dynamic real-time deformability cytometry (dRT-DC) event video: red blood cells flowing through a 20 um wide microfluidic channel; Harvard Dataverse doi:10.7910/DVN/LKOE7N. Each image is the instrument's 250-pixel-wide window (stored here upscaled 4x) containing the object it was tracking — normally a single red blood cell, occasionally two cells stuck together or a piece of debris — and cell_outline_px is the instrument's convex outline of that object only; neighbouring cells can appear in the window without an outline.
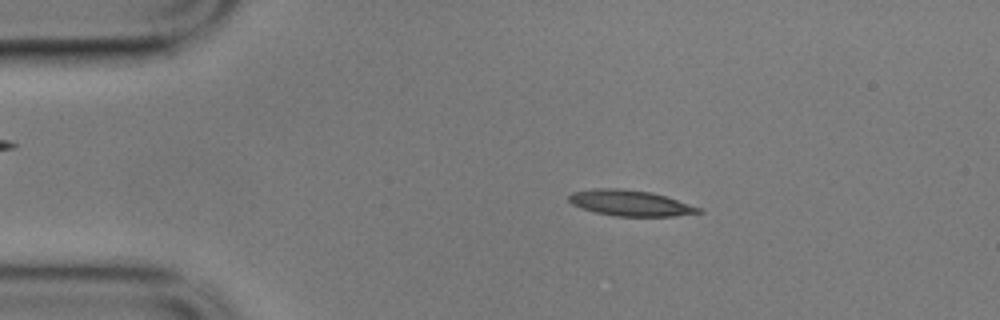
{"species": "common noctule bat (a hibernating species)", "species_latin": "Nyctalus noctula", "temperature_condition": "cold", "stored_images_in_passage": 55, "camera_frame_rate_fps": 3000, "um_per_image_px": 0.085, "animal": {"sex": "male", "body_mass_g": 17.9}, "frame": {"image": 1, "passage_image": 9, "time_ms": 2.667, "image_size_px": [1000, 320], "cell_outline_px": [[704, 212], [672, 216], [616, 216], [596, 212], [580, 208], [572, 204], [568, 200], [568, 196], [572, 192], [596, 188], [616, 188], [652, 192], [700, 208]], "centroid_in_image_um": [53.52, 17.26], "position_along_channel_um": 31.5, "area_um2": 19.25}}
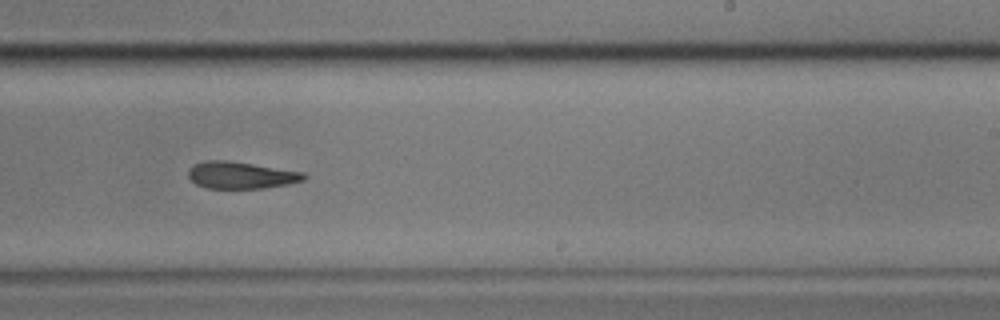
{"frame": {"image": 2, "passage_image": 33, "time_ms": 10.667, "image_size_px": [1000, 320], "cell_outline_px": [[308, 176], [304, 180], [288, 184], [264, 188], [208, 188], [196, 184], [188, 176], [188, 168], [192, 164], [204, 160], [228, 160], [304, 172]], "centroid_in_image_um": [20.46, 14.88], "position_along_channel_um": 268.5, "area_um2": 18.26}}
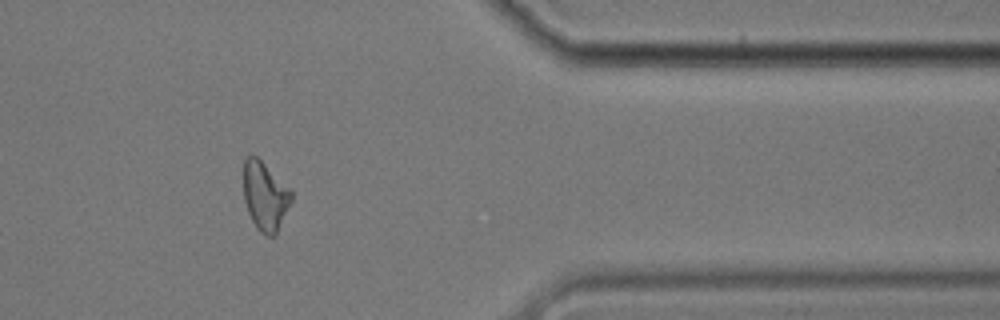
{"frame": {"image": 3, "passage_image": 45, "time_ms": 14.667, "image_size_px": [1000, 320], "cell_outline_px": [[292, 200], [276, 236], [268, 236], [260, 232], [256, 228], [248, 212], [244, 200], [244, 160], [248, 156], [256, 156], [292, 192]], "centroid_in_image_um": [22.52, 16.72], "position_along_channel_um": 388.9, "area_um2": 18.84}, "authors_computed_cell_mechanics": {"area_um2": 19.1896, "velocity_mm_per_s": 3.5146, "shape_relaxation_time_tau1_ms": 9.1998, "shape_relaxation_time_tau2_ms": 7.7854, "deformation_change_tau1": 0.2028, "deformation_change_tau2": 0.1981}}